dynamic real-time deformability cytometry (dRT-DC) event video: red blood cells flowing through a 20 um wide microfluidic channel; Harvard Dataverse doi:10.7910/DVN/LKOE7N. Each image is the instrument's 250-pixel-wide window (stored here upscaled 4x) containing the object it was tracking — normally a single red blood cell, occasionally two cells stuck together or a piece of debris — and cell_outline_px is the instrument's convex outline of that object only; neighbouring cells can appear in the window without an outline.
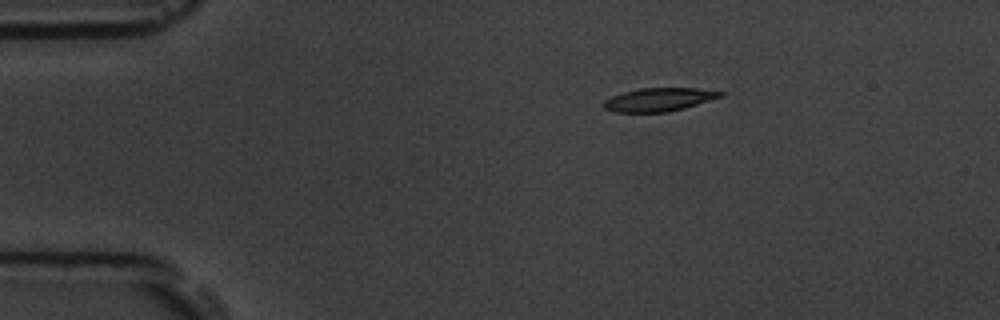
{"species": "common noctule bat (a hibernating species)", "species_latin": "Nyctalus noctula", "temperature_condition": "room temperature", "stored_images_in_passage": 8, "camera_frame_rate_fps": 3000, "um_per_image_px": 0.085, "animal": {"sex": "male", "body_mass_g": 19.5, "forearm_length_mm": 54.6}, "frame": {"image": 1, "passage_image": 1, "time_ms": 0.0, "image_size_px": [1000, 320], "cell_outline_px": [[724, 96], [684, 108], [668, 112], [612, 112], [604, 108], [604, 100], [612, 96], [624, 92], [640, 88], [696, 88], [724, 92]], "centroid_in_image_um": [56.01, 8.46], "position_along_channel_um": 29.0, "area_um2": 15.84}}